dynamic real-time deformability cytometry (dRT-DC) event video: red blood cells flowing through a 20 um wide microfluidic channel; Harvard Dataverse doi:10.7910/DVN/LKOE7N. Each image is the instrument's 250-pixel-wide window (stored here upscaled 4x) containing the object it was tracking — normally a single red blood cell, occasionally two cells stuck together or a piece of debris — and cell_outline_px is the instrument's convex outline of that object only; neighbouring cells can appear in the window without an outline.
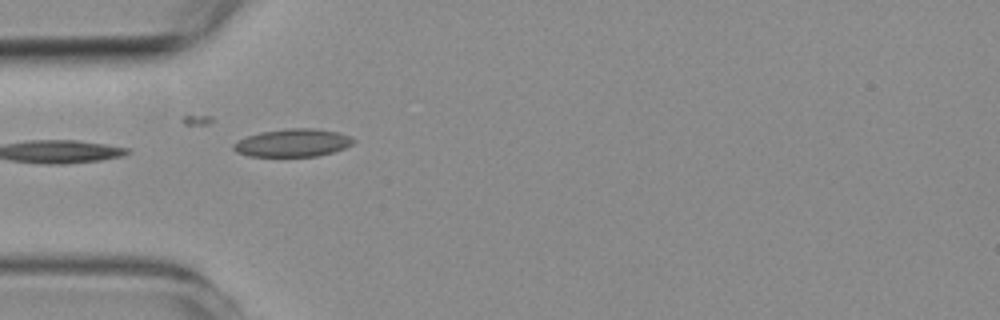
{"species": "common noctule bat (a hibernating species)", "species_latin": "Nyctalus noctula", "temperature_condition": "room temperature", "stored_images_in_passage": 4, "camera_frame_rate_fps": 3000, "um_per_image_px": 0.085, "animal": {"sex": "female", "body_mass_g": 19.3, "forearm_length_mm": 54.1}, "frame": {"image": 1, "passage_image": 1, "time_ms": 0.0, "image_size_px": [1000, 320], "cell_outline_px": [[356, 140], [352, 144], [344, 148], [332, 152], [316, 156], [248, 156], [236, 152], [232, 148], [232, 144], [248, 136], [260, 132], [288, 128], [312, 128], [336, 132], [348, 136]], "centroid_in_image_um": [24.86, 12.14], "position_along_channel_um": 60.1, "area_um2": 19.25}}
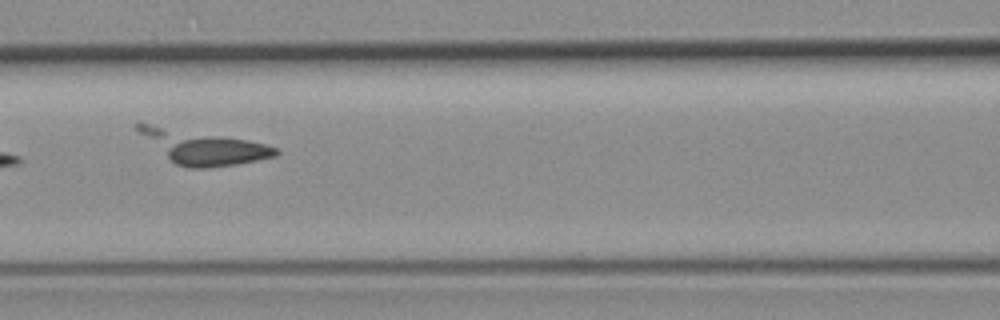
{"frame": {"image": 2, "passage_image": 3, "time_ms": 2.333, "image_size_px": [1000, 320], "cell_outline_px": [[280, 152], [276, 156], [236, 164], [208, 168], [188, 168], [176, 164], [136, 132], [136, 124], [140, 120], [248, 140], [264, 144], [276, 148]], "centroid_in_image_um": [17.15, 12.45], "position_along_channel_um": 149.4, "area_um2": 27.34}}
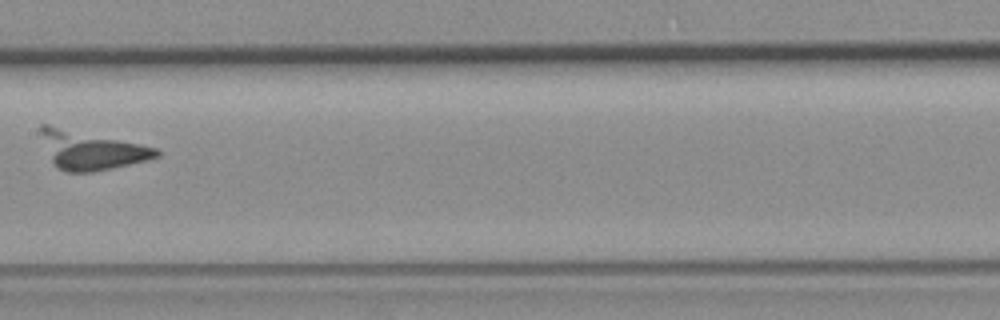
{"frame": {"image": 3, "passage_image": 4, "time_ms": 3.667, "image_size_px": [1000, 320], "cell_outline_px": [[160, 156], [148, 160], [112, 168], [92, 172], [68, 172], [52, 164], [36, 128], [40, 124], [48, 124], [140, 144], [156, 148], [160, 152]], "centroid_in_image_um": [7.67, 12.75], "position_along_channel_um": 199.7, "area_um2": 25.95}}